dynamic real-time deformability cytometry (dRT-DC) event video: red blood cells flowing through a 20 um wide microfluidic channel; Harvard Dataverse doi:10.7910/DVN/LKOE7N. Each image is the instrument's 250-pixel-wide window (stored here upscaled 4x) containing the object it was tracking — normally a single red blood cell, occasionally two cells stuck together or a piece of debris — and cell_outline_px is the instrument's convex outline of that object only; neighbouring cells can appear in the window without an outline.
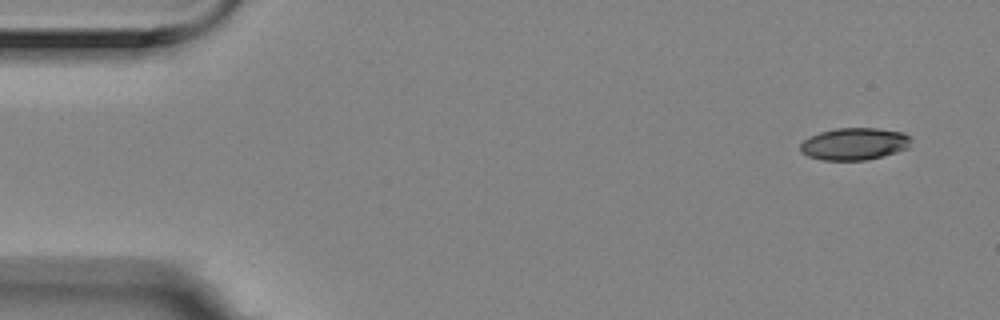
{"species": "Egyptian fruit bat (a non-hibernating species)", "species_latin": "Rousettus aegyptiacus", "temperature_condition": "room temperature", "stored_images_in_passage": 4, "camera_frame_rate_fps": 3000, "um_per_image_px": 0.085, "animal": {"sex": "female"}, "frame": {"image": 1, "passage_image": 1, "time_ms": 0.0, "image_size_px": [1000, 320], "cell_outline_px": [[912, 140], [908, 148], [884, 156], [868, 160], [824, 160], [808, 156], [800, 152], [800, 144], [804, 140], [820, 132], [836, 128], [876, 128], [904, 132]], "centroid_in_image_um": [72.64, 12.23], "position_along_channel_um": 12.4, "area_um2": 20.81}}